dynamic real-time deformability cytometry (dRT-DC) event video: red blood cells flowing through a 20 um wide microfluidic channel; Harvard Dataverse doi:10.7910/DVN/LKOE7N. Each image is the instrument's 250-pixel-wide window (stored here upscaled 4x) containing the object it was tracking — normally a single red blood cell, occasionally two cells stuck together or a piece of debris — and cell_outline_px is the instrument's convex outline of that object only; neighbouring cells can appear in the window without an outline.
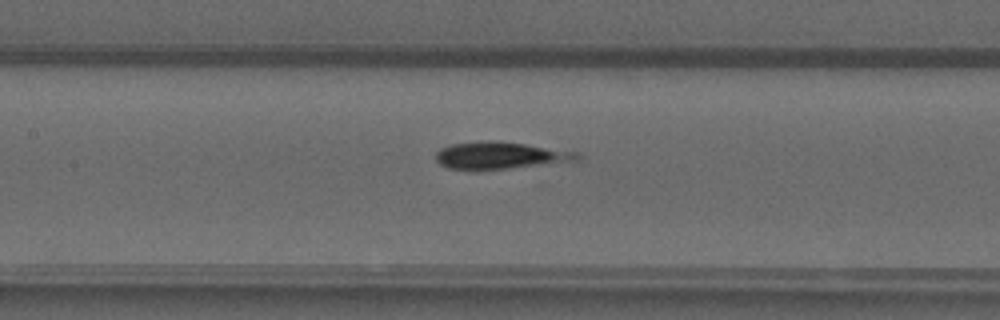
{"species": "common noctule bat (a hibernating species)", "species_latin": "Nyctalus noctula", "temperature_condition": "warm", "stored_images_in_passage": 52, "camera_frame_rate_fps": 3000, "um_per_image_px": 0.085, "animal": {"sex": "male", "forearm_length_mm": 52.5}, "frame": {"image": 1, "passage_image": 24, "time_ms": 7.667, "image_size_px": [1000, 320], "cell_outline_px": [[580, 160], [508, 168], [448, 168], [440, 164], [436, 160], [436, 152], [440, 148], [452, 144], [488, 140], [500, 140], [580, 152]], "centroid_in_image_um": [42.55, 13.18], "position_along_channel_um": 164.8, "area_um2": 21.96}}
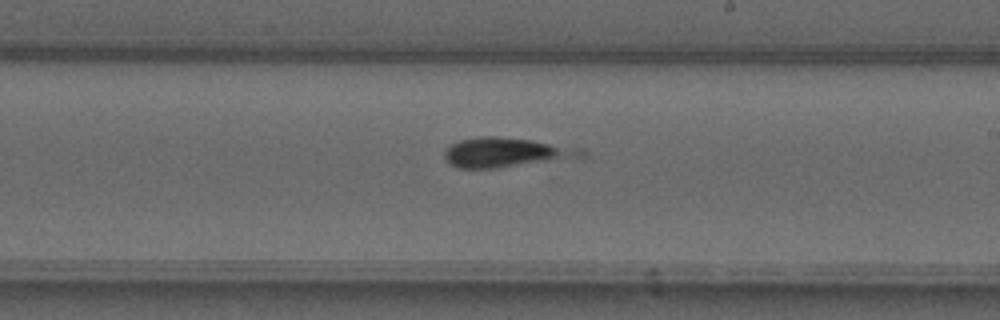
{"frame": {"image": 2, "passage_image": 30, "time_ms": 9.667, "image_size_px": [1000, 320], "cell_outline_px": [[588, 156], [496, 168], [460, 168], [452, 164], [444, 156], [444, 152], [452, 144], [460, 140], [480, 136], [496, 136], [532, 140], [584, 148], [588, 152]], "centroid_in_image_um": [43.09, 12.94], "position_along_channel_um": 245.9, "area_um2": 23.47}}
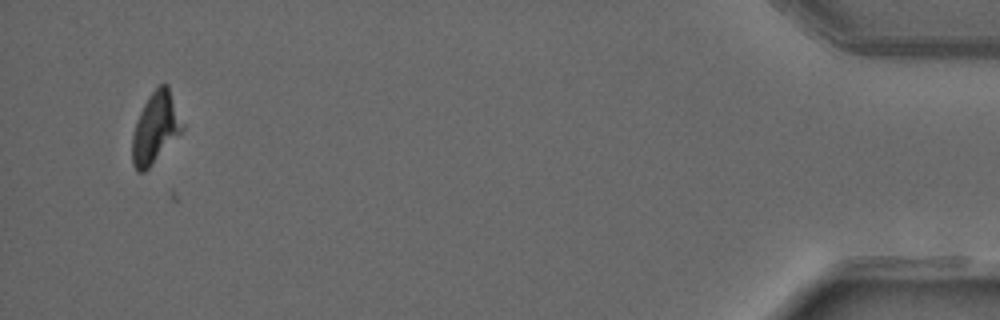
{"frame": {"image": 3, "passage_image": 49, "time_ms": 16.0, "image_size_px": [1000, 320], "cell_outline_px": [[184, 128], [148, 168], [144, 172], [136, 172], [132, 164], [132, 136], [136, 120], [148, 96], [160, 84], [168, 84], [184, 124]], "centroid_in_image_um": [13.2, 10.86], "position_along_channel_um": 422.0, "area_um2": 20.46}}